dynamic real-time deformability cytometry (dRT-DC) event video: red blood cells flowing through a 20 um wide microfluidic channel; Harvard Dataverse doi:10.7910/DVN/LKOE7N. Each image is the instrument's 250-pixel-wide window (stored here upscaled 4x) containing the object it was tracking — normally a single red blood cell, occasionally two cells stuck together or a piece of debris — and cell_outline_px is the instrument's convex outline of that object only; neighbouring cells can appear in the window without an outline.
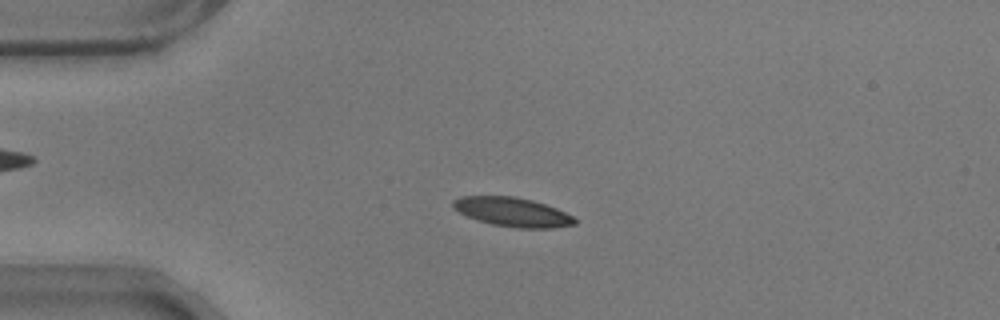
{"species": "common noctule bat (a hibernating species)", "species_latin": "Nyctalus noctula", "temperature_condition": "warm", "stored_images_in_passage": 53, "camera_frame_rate_fps": 3000, "um_per_image_px": 0.085, "animal": {"sex": "male", "body_mass_g": 17.9}, "frame": {"image": 1, "passage_image": 10, "time_ms": 3.0, "image_size_px": [1000, 320], "cell_outline_px": [[576, 224], [552, 228], [520, 228], [492, 224], [468, 216], [452, 208], [452, 200], [460, 196], [516, 196], [532, 200], [556, 208], [572, 216], [576, 220]], "centroid_in_image_um": [43.54, 18.01], "position_along_channel_um": 41.5, "area_um2": 20.46}}
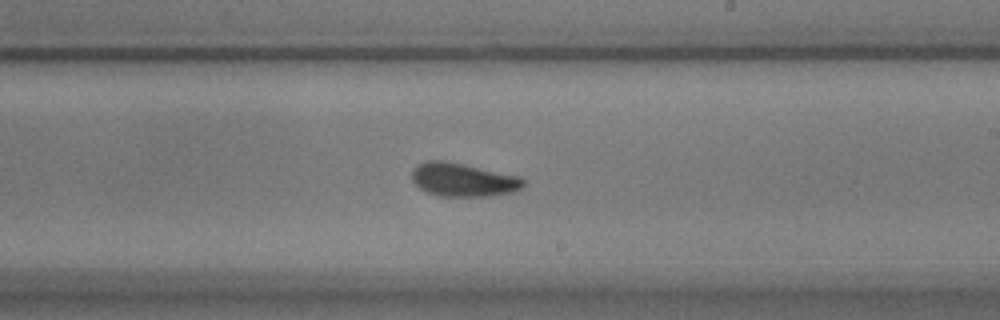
{"frame": {"image": 2, "passage_image": 30, "time_ms": 9.667, "image_size_px": [1000, 320], "cell_outline_px": [[524, 184], [520, 188], [512, 192], [488, 196], [440, 196], [428, 192], [420, 188], [412, 180], [412, 172], [420, 164], [428, 160], [444, 160], [464, 164], [520, 176], [524, 180]], "centroid_in_image_um": [39.38, 15.28], "position_along_channel_um": 249.6, "area_um2": 21.5}}
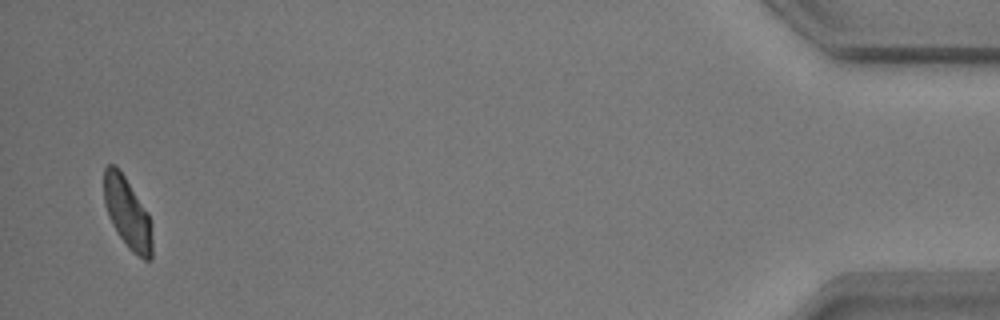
{"frame": {"image": 3, "passage_image": 52, "time_ms": 17.0, "image_size_px": [1000, 320], "cell_outline_px": [[152, 260], [144, 260], [132, 252], [128, 248], [112, 224], [108, 216], [104, 204], [104, 168], [108, 164], [116, 164], [148, 212], [152, 240]], "centroid_in_image_um": [10.82, 18.1], "position_along_channel_um": 424.4, "area_um2": 19.88}, "authors_computed_cell_mechanics": {"area_um2": 20.8658, "velocity_mm_per_s": 3.5123, "shape_relaxation_time_tau1_ms": 4.3517, "shape_relaxation_time_tau2_ms": 2.2053, "deformation_change_tau1": 0.1358, "deformation_change_tau2": 0.0937}}